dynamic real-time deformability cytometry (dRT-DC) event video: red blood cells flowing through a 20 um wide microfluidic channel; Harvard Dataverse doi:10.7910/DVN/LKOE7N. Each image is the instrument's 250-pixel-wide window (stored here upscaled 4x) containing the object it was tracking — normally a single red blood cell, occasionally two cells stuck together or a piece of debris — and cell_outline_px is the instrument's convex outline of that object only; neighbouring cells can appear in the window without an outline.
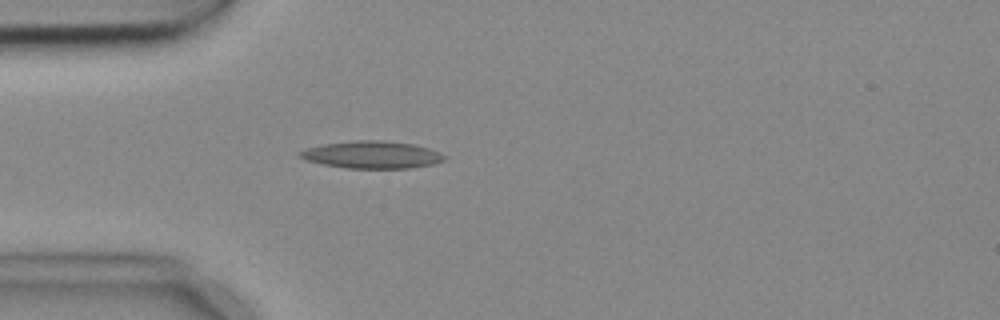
{"species": "common noctule bat (a hibernating species)", "species_latin": "Nyctalus noctula", "temperature_condition": "cold", "stored_images_in_passage": 3, "camera_frame_rate_fps": 3000, "um_per_image_px": 0.085, "animal": {"sex": "female", "body_mass_g": 18.4}, "frame": {"image": 1, "passage_image": 3, "time_ms": 0.667, "image_size_px": [1000, 320], "cell_outline_px": [[444, 160], [432, 164], [412, 168], [348, 168], [324, 164], [308, 160], [300, 156], [300, 152], [308, 148], [324, 144], [360, 140], [380, 140], [412, 144], [428, 148], [444, 156]], "centroid_in_image_um": [31.63, 13.15], "position_along_channel_um": 53.4, "area_um2": 22.37}}